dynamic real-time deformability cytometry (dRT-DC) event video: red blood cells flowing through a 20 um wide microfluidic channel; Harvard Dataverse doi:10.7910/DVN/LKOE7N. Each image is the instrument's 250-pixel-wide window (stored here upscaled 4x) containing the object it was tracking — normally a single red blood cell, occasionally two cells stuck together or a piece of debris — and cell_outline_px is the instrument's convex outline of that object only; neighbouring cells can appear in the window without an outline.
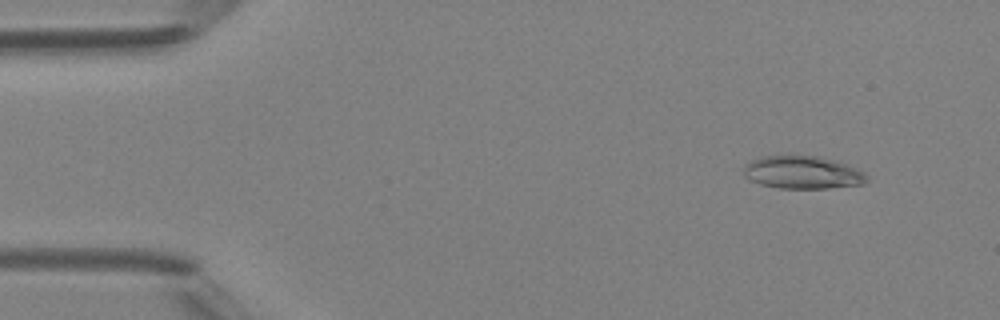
{"species": "Egyptian fruit bat (a non-hibernating species)", "species_latin": "Rousettus aegyptiacus", "temperature_condition": "room temperature", "stored_images_in_passage": 48, "camera_frame_rate_fps": 3000, "um_per_image_px": 0.085, "animal": {"sex": "female"}, "frame": {"image": 1, "passage_image": 5, "time_ms": 1.333, "image_size_px": [1000, 320], "cell_outline_px": [[868, 180], [860, 184], [828, 188], [780, 188], [760, 184], [748, 180], [744, 176], [744, 164], [752, 160], [764, 156], [820, 156], [844, 164], [864, 172], [868, 176]], "centroid_in_image_um": [68.17, 14.66], "position_along_channel_um": 16.8, "area_um2": 23.29}}
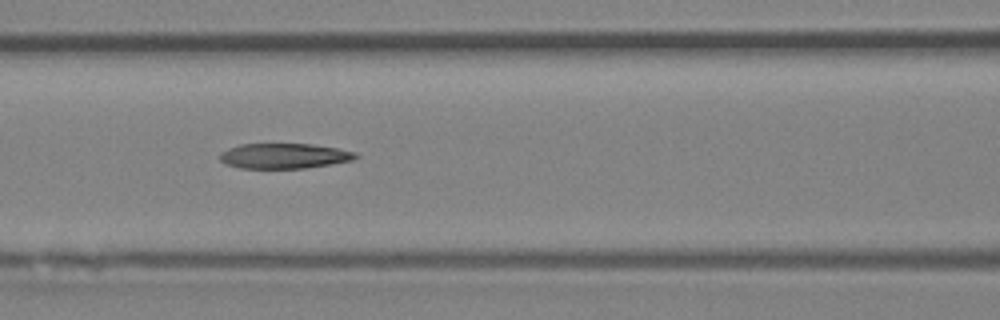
{"frame": {"image": 2, "passage_image": 21, "time_ms": 6.667, "image_size_px": [1000, 320], "cell_outline_px": [[360, 156], [352, 160], [304, 168], [240, 168], [228, 164], [220, 160], [220, 152], [228, 148], [240, 144], [312, 144], [336, 148], [356, 152]], "centroid_in_image_um": [24.14, 13.24], "position_along_channel_um": 142.5, "area_um2": 19.77}}
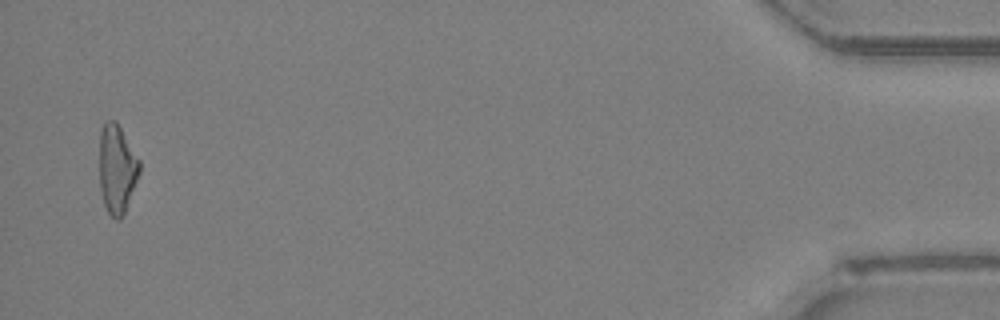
{"frame": {"image": 3, "passage_image": 47, "time_ms": 15.333, "image_size_px": [1000, 320], "cell_outline_px": [[140, 172], [124, 212], [120, 220], [116, 220], [108, 212], [104, 204], [100, 188], [100, 128], [104, 120], [116, 120], [140, 160]], "centroid_in_image_um": [9.93, 14.31], "position_along_channel_um": 425.3, "area_um2": 20.69}, "authors_computed_cell_mechanics": {"area_um2": 20.8658, "velocity_mm_per_s": 4.2987, "shape_relaxation_time_tau1_ms": null, "shape_relaxation_time_tau2_ms": 4.1438, "deformation_change_tau1": null, "deformation_change_tau2": 0.1591}}